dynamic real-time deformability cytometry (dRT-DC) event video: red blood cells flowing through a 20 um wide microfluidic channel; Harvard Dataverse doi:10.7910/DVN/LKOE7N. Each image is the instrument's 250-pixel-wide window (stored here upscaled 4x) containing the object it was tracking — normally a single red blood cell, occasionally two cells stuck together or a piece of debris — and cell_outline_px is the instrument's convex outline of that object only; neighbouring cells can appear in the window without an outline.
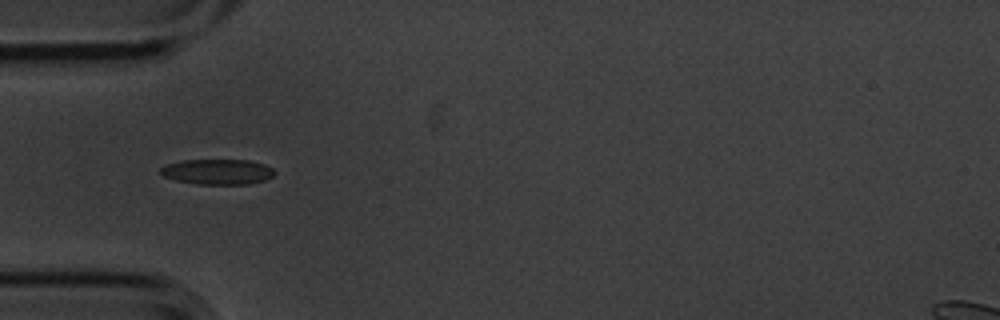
{"species": "common noctule bat (a hibernating species)", "species_latin": "Nyctalus noctula", "temperature_condition": "cold", "stored_images_in_passage": 10, "camera_frame_rate_fps": 3000, "um_per_image_px": 0.085, "animal": {"sex": "male", "body_mass_g": 20.1, "forearm_length_mm": 53.5}, "frame": {"image": 1, "passage_image": 4, "time_ms": 1.0, "image_size_px": [1000, 320], "cell_outline_px": [[276, 172], [272, 176], [264, 180], [248, 184], [196, 184], [176, 180], [164, 176], [160, 172], [160, 168], [164, 164], [180, 160], [248, 160], [264, 164], [272, 168]], "centroid_in_image_um": [18.46, 14.59], "position_along_channel_um": 66.5, "area_um2": 16.88}}
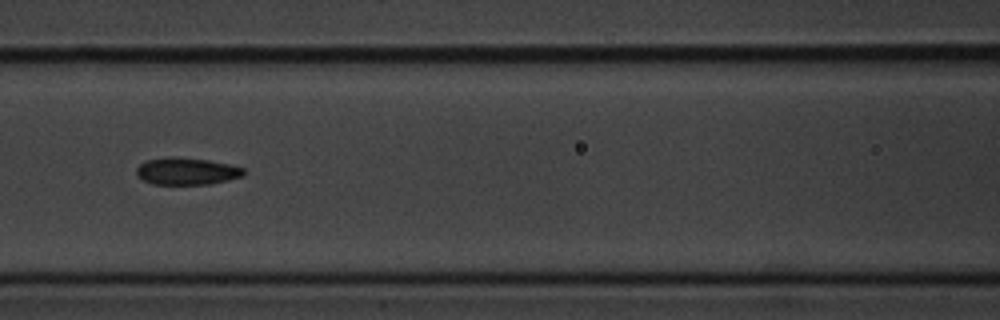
{"frame": {"image": 2, "passage_image": 6, "time_ms": 1.667, "image_size_px": [1000, 320], "cell_outline_px": [[244, 172], [240, 176], [228, 180], [208, 184], [152, 184], [136, 176], [136, 168], [140, 164], [148, 160], [168, 156], [176, 156], [208, 160], [228, 164], [244, 168]], "centroid_in_image_um": [15.82, 14.54], "position_along_channel_um": 150.8, "area_um2": 16.88}}
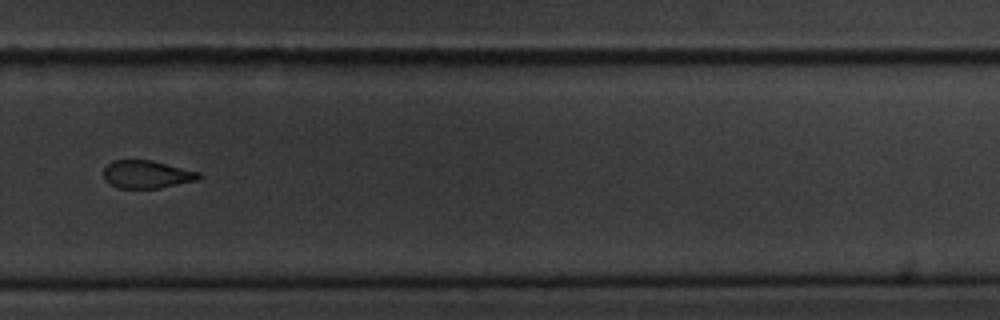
{"frame": {"image": 3, "passage_image": 10, "time_ms": 3.0, "image_size_px": [1000, 320], "cell_outline_px": [[200, 176], [196, 180], [156, 188], [116, 188], [104, 180], [104, 168], [112, 160], [152, 160], [200, 172]], "centroid_in_image_um": [12.42, 14.81], "position_along_channel_um": 317.4, "area_um2": 15.32}}